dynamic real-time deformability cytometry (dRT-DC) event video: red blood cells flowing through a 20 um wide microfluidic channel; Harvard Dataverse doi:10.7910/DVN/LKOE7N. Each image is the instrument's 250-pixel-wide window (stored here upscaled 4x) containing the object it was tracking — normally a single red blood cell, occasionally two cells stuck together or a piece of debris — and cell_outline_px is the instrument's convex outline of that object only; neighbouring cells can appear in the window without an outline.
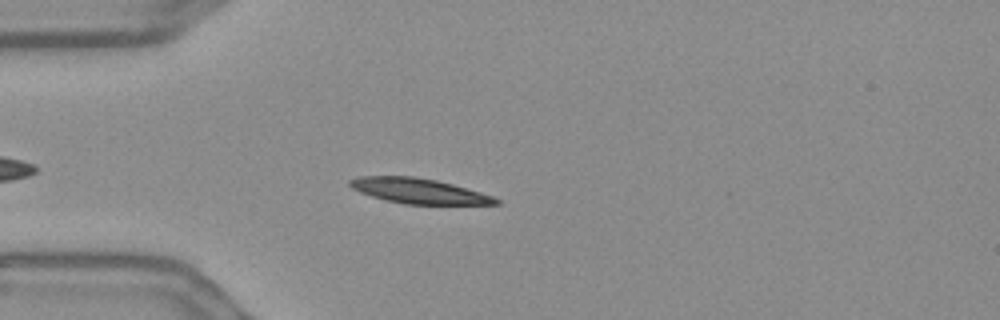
{"species": "Egyptian fruit bat (a non-hibernating species)", "species_latin": "Rousettus aegyptiacus", "temperature_condition": "warm", "stored_images_in_passage": 35, "camera_frame_rate_fps": 3000, "um_per_image_px": 0.085, "frame": {"image": 1, "passage_image": 7, "time_ms": 2.0, "image_size_px": [1000, 320], "cell_outline_px": [[500, 204], [404, 204], [384, 200], [360, 192], [352, 188], [348, 184], [348, 180], [360, 176], [412, 176], [436, 180], [452, 184], [480, 192], [492, 196], [500, 200]], "centroid_in_image_um": [35.56, 16.23], "position_along_channel_um": 49.4, "area_um2": 21.27}}
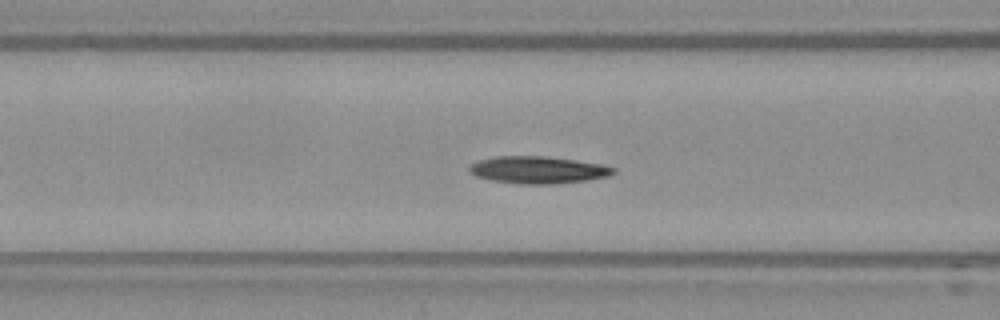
{"frame": {"image": 2, "passage_image": 14, "time_ms": 4.333, "image_size_px": [1000, 320], "cell_outline_px": [[616, 172], [608, 176], [588, 180], [552, 184], [520, 184], [492, 180], [476, 176], [468, 172], [468, 168], [472, 164], [480, 160], [496, 156], [548, 156], [576, 160], [600, 164], [616, 168]], "centroid_in_image_um": [45.74, 14.44], "position_along_channel_um": 120.9, "area_um2": 22.83}}
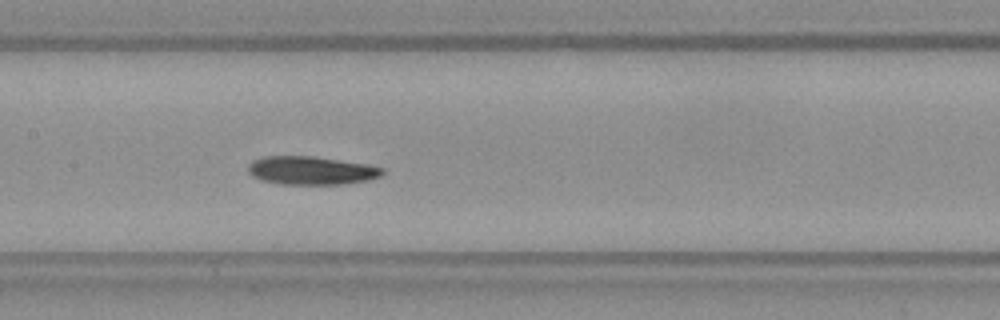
{"frame": {"image": 3, "passage_image": 19, "time_ms": 6.0, "image_size_px": [1000, 320], "cell_outline_px": [[384, 172], [380, 176], [368, 180], [340, 184], [280, 184], [260, 180], [252, 176], [248, 172], [248, 164], [252, 160], [264, 156], [312, 156], [368, 164], [384, 168]], "centroid_in_image_um": [26.42, 14.49], "position_along_channel_um": 181.0, "area_um2": 22.25}, "authors_computed_cell_mechanics": {"area_um2": 22.3108, "velocity_mm_per_s": 3.6009, "shape_relaxation_time_tau1_ms": 9.1165, "shape_relaxation_time_tau2_ms": null, "deformation_change_tau1": 0.1697, "deformation_change_tau2": null}}